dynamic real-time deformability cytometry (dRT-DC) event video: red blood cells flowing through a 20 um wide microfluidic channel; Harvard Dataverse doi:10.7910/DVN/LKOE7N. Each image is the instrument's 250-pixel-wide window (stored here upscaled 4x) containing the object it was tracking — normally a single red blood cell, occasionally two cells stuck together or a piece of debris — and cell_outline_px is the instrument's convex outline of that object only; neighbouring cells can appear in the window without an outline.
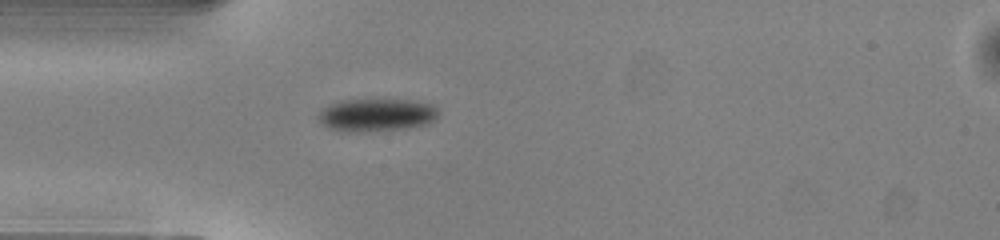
{"species": "common noctule bat (a hibernating species)", "species_latin": "Nyctalus noctula", "temperature_condition": "warm", "stored_images_in_passage": 28, "segment_of_instrument_passage": [1, 2], "camera_frame_rate_fps": 3000, "um_per_image_px": 0.085, "animal": {"sex": "male", "body_mass_g": 13.0, "forearm_length_mm": 53.1}, "frame": {"image": 1, "passage_image": 1, "time_ms": 0.0, "image_size_px": [1000, 240], "cell_outline_px": [[436, 120], [428, 124], [408, 128], [364, 132], [336, 132], [320, 124], [316, 116], [320, 108], [340, 100], [412, 100], [432, 104], [436, 108]], "centroid_in_image_um": [31.91, 9.79], "position_along_channel_um": 53.1, "area_um2": 23.47}}
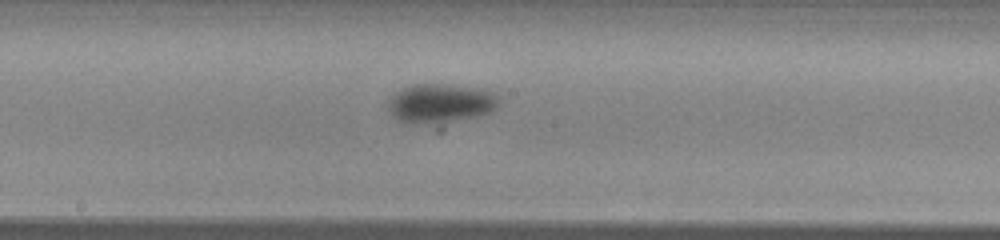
{"frame": {"image": 2, "passage_image": 13, "time_ms": 4.0, "image_size_px": [1000, 240], "cell_outline_px": [[500, 104], [492, 112], [476, 116], [428, 124], [412, 124], [396, 120], [384, 104], [388, 96], [400, 88], [412, 84], [448, 84], [480, 88], [492, 92], [500, 96]], "centroid_in_image_um": [37.37, 8.76], "position_along_channel_um": 210.8, "area_um2": 25.89}}
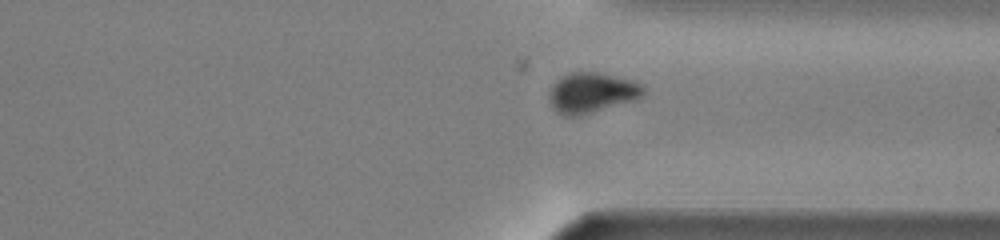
{"frame": {"image": 3, "passage_image": 24, "time_ms": 7.667, "image_size_px": [1000, 240], "cell_outline_px": [[644, 96], [636, 100], [580, 116], [564, 116], [556, 112], [552, 108], [548, 96], [556, 80], [568, 72], [596, 72], [636, 80], [644, 84]], "centroid_in_image_um": [50.33, 7.89], "position_along_channel_um": 361.1, "area_um2": 22.54}}